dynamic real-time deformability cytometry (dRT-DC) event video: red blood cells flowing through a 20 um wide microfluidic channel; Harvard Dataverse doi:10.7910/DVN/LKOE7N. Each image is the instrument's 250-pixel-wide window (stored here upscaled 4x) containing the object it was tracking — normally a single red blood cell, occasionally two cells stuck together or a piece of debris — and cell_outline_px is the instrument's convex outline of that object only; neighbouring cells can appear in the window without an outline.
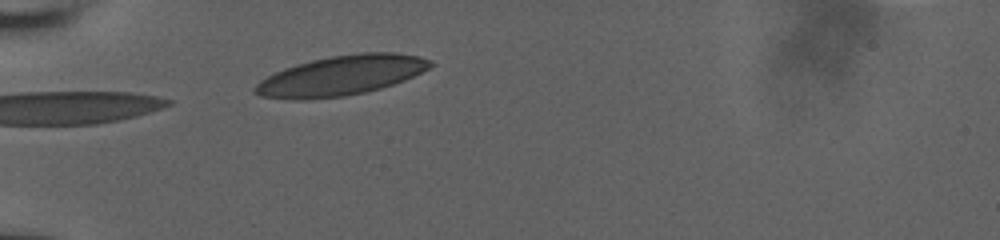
{"species": "human", "species_latin": "Homo sapiens", "temperature_condition": "room temperature", "stored_images_in_passage": 8, "camera_frame_rate_fps": 3000, "um_per_image_px": 0.085, "donor": {"sex": "male"}, "frame": {"image": 1, "passage_image": 3, "time_ms": 1.333, "image_size_px": [1000, 240], "cell_outline_px": [[436, 64], [404, 80], [380, 88], [364, 92], [344, 96], [304, 100], [292, 100], [260, 96], [252, 92], [252, 88], [260, 80], [284, 68], [296, 64], [312, 60], [332, 56], [360, 52], [396, 52], [420, 56], [432, 60]], "centroid_in_image_um": [28.98, 6.42], "position_along_channel_um": 56.0, "area_um2": 40.69}}
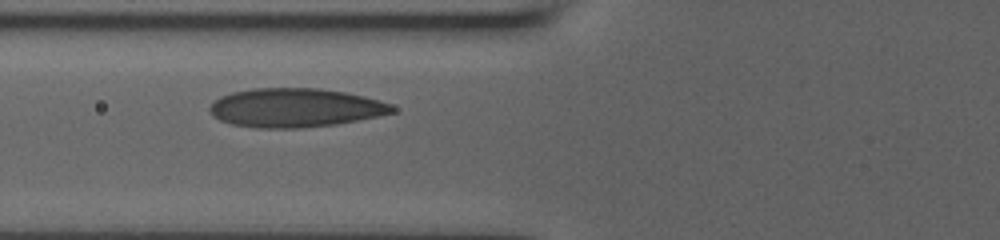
{"frame": {"image": 2, "passage_image": 6, "time_ms": 3.0, "image_size_px": [1000, 240], "cell_outline_px": [[396, 112], [336, 124], [300, 128], [260, 128], [232, 124], [220, 120], [212, 116], [208, 112], [208, 108], [220, 96], [232, 92], [252, 88], [320, 88], [344, 92], [364, 96], [380, 100], [396, 108]], "centroid_in_image_um": [25.06, 9.15], "position_along_channel_um": 100.7, "area_um2": 41.33}}
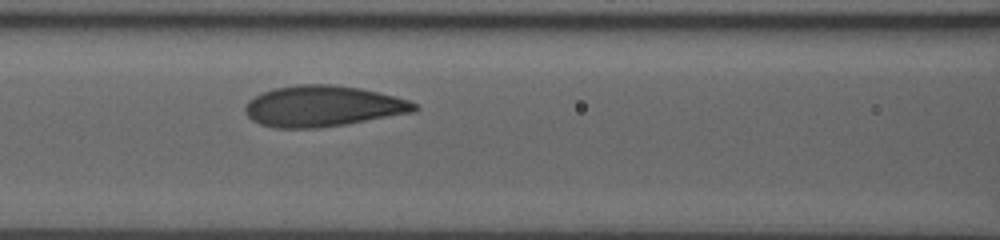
{"frame": {"image": 3, "passage_image": 8, "time_ms": 4.0, "image_size_px": [1000, 240], "cell_outline_px": [[420, 108], [416, 112], [320, 128], [272, 128], [260, 124], [252, 120], [244, 112], [244, 108], [248, 100], [272, 88], [296, 84], [332, 84], [360, 88], [408, 100], [416, 104]], "centroid_in_image_um": [27.42, 9.03], "position_along_channel_um": 139.2, "area_um2": 40.46}}